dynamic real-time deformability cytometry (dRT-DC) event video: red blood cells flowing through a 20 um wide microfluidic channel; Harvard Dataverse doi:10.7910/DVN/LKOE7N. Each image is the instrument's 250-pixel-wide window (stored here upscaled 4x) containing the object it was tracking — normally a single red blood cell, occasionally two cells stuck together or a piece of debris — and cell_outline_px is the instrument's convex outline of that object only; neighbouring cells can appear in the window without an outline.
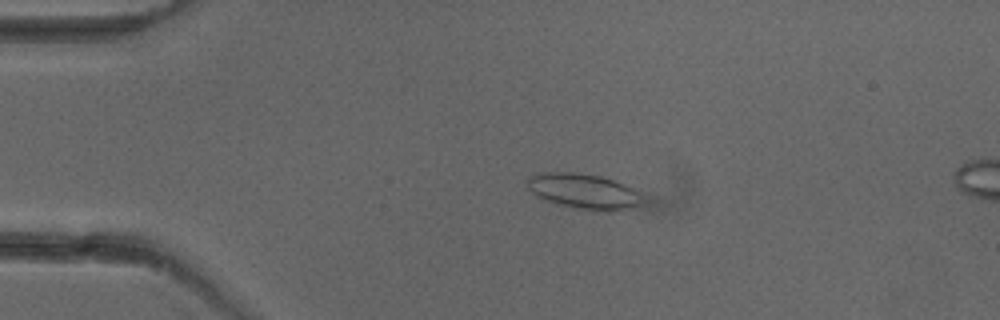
{"species": "common noctule bat (a hibernating species)", "species_latin": "Nyctalus noctula", "temperature_condition": "cold", "stored_images_in_passage": 16, "camera_frame_rate_fps": 3000, "um_per_image_px": 0.085, "animal": {"sex": "female"}, "frame": {"image": 1, "passage_image": 12, "time_ms": 3.667, "image_size_px": [1000, 320], "cell_outline_px": [[640, 204], [632, 208], [612, 212], [600, 212], [572, 208], [544, 200], [536, 196], [528, 188], [528, 176], [540, 172], [572, 172], [600, 176], [624, 184], [632, 188], [640, 196]], "centroid_in_image_um": [49.57, 16.28], "position_along_channel_um": 35.4, "area_um2": 23.81}}